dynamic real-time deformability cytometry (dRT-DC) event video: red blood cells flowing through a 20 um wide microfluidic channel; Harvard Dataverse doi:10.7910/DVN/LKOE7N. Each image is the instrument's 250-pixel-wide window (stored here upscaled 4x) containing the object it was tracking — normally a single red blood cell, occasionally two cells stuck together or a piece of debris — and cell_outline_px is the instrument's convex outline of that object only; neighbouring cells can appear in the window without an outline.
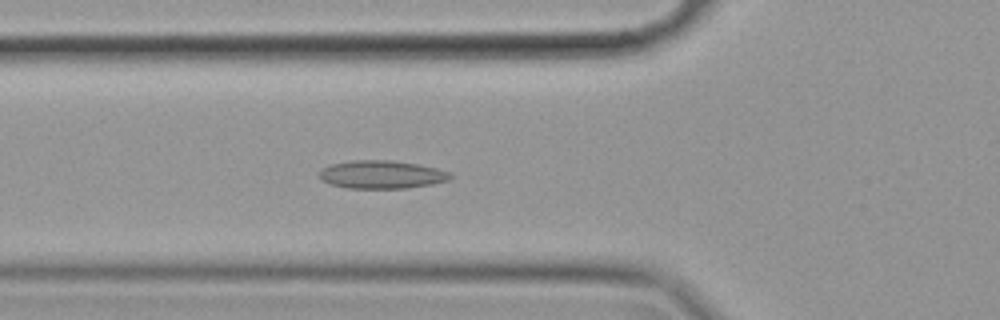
{"species": "common noctule bat (a hibernating species)", "species_latin": "Nyctalus noctula", "temperature_condition": "cold", "stored_images_in_passage": 33, "camera_frame_rate_fps": 3000, "um_per_image_px": 0.085, "animal": {"sex": "female", "body_mass_g": 19.9}, "frame": {"image": 1, "passage_image": 21, "time_ms": 6.667, "image_size_px": [1000, 320], "cell_outline_px": [[452, 176], [448, 180], [432, 184], [408, 188], [348, 188], [328, 184], [320, 180], [320, 168], [332, 164], [352, 160], [388, 160], [416, 164], [436, 168], [448, 172]], "centroid_in_image_um": [32.39, 14.84], "position_along_channel_um": 93.4, "area_um2": 21.39}}
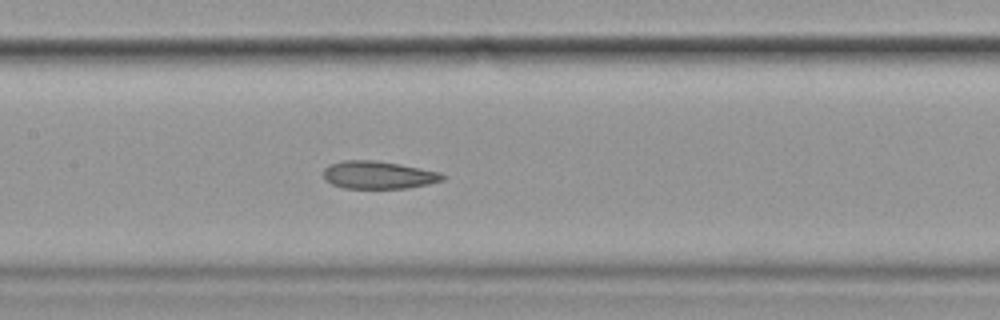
{"frame": {"image": 2, "passage_image": 28, "time_ms": 9.0, "image_size_px": [1000, 320], "cell_outline_px": [[444, 180], [428, 184], [408, 188], [344, 188], [332, 184], [324, 180], [324, 168], [328, 164], [344, 160], [372, 160], [396, 164], [440, 172], [444, 176]], "centroid_in_image_um": [32.11, 14.88], "position_along_channel_um": 175.3, "area_um2": 19.07}}
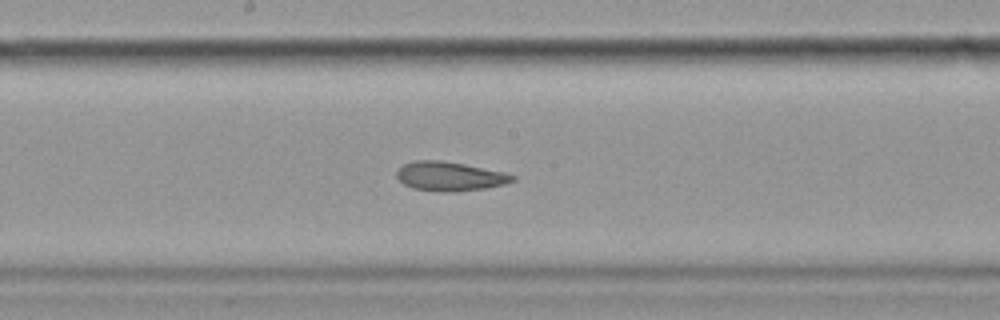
{"frame": {"image": 3, "passage_image": 31, "time_ms": 10.0, "image_size_px": [1000, 320], "cell_outline_px": [[516, 180], [504, 184], [484, 188], [456, 192], [444, 192], [412, 188], [404, 184], [396, 176], [396, 168], [404, 164], [416, 160], [440, 160], [464, 164], [504, 172], [516, 176]], "centroid_in_image_um": [38.21, 14.98], "position_along_channel_um": 210.0, "area_um2": 19.71}}